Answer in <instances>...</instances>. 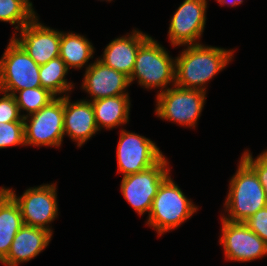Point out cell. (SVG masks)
Instances as JSON below:
<instances>
[{
  "label": "cell",
  "mask_w": 267,
  "mask_h": 266,
  "mask_svg": "<svg viewBox=\"0 0 267 266\" xmlns=\"http://www.w3.org/2000/svg\"><path fill=\"white\" fill-rule=\"evenodd\" d=\"M20 31L21 39L15 36L13 39L38 65L59 57L61 32L38 23L37 17Z\"/></svg>",
  "instance_id": "cell-13"
},
{
  "label": "cell",
  "mask_w": 267,
  "mask_h": 266,
  "mask_svg": "<svg viewBox=\"0 0 267 266\" xmlns=\"http://www.w3.org/2000/svg\"><path fill=\"white\" fill-rule=\"evenodd\" d=\"M129 84L128 76L106 66L98 59L86 68L82 87L93 96V101H95L107 97L128 95L127 92L124 93V90Z\"/></svg>",
  "instance_id": "cell-14"
},
{
  "label": "cell",
  "mask_w": 267,
  "mask_h": 266,
  "mask_svg": "<svg viewBox=\"0 0 267 266\" xmlns=\"http://www.w3.org/2000/svg\"><path fill=\"white\" fill-rule=\"evenodd\" d=\"M138 78L139 85L165 88L168 83L175 82V61L149 37L138 49L134 69L129 82ZM174 80V81H173Z\"/></svg>",
  "instance_id": "cell-4"
},
{
  "label": "cell",
  "mask_w": 267,
  "mask_h": 266,
  "mask_svg": "<svg viewBox=\"0 0 267 266\" xmlns=\"http://www.w3.org/2000/svg\"><path fill=\"white\" fill-rule=\"evenodd\" d=\"M52 234L42 228L23 225L14 237L7 256L1 263L7 266H17L21 262L36 257L51 240Z\"/></svg>",
  "instance_id": "cell-16"
},
{
  "label": "cell",
  "mask_w": 267,
  "mask_h": 266,
  "mask_svg": "<svg viewBox=\"0 0 267 266\" xmlns=\"http://www.w3.org/2000/svg\"><path fill=\"white\" fill-rule=\"evenodd\" d=\"M206 0H185L172 16L169 38L172 45H197L206 21Z\"/></svg>",
  "instance_id": "cell-12"
},
{
  "label": "cell",
  "mask_w": 267,
  "mask_h": 266,
  "mask_svg": "<svg viewBox=\"0 0 267 266\" xmlns=\"http://www.w3.org/2000/svg\"><path fill=\"white\" fill-rule=\"evenodd\" d=\"M35 17L29 0H0V21L9 22L12 25L17 23L22 28Z\"/></svg>",
  "instance_id": "cell-22"
},
{
  "label": "cell",
  "mask_w": 267,
  "mask_h": 266,
  "mask_svg": "<svg viewBox=\"0 0 267 266\" xmlns=\"http://www.w3.org/2000/svg\"><path fill=\"white\" fill-rule=\"evenodd\" d=\"M196 210L197 207L186 198L181 189L168 176L153 199L147 224L152 226L158 235H162L180 226Z\"/></svg>",
  "instance_id": "cell-3"
},
{
  "label": "cell",
  "mask_w": 267,
  "mask_h": 266,
  "mask_svg": "<svg viewBox=\"0 0 267 266\" xmlns=\"http://www.w3.org/2000/svg\"><path fill=\"white\" fill-rule=\"evenodd\" d=\"M21 144L25 145L24 122H0V149Z\"/></svg>",
  "instance_id": "cell-24"
},
{
  "label": "cell",
  "mask_w": 267,
  "mask_h": 266,
  "mask_svg": "<svg viewBox=\"0 0 267 266\" xmlns=\"http://www.w3.org/2000/svg\"><path fill=\"white\" fill-rule=\"evenodd\" d=\"M69 96H64V134L78 141L80 147L98 130L91 101L71 103Z\"/></svg>",
  "instance_id": "cell-15"
},
{
  "label": "cell",
  "mask_w": 267,
  "mask_h": 266,
  "mask_svg": "<svg viewBox=\"0 0 267 266\" xmlns=\"http://www.w3.org/2000/svg\"><path fill=\"white\" fill-rule=\"evenodd\" d=\"M67 72L68 68L60 57L40 65L39 78L41 86L55 96L66 91H71L73 84L68 83L65 79Z\"/></svg>",
  "instance_id": "cell-21"
},
{
  "label": "cell",
  "mask_w": 267,
  "mask_h": 266,
  "mask_svg": "<svg viewBox=\"0 0 267 266\" xmlns=\"http://www.w3.org/2000/svg\"><path fill=\"white\" fill-rule=\"evenodd\" d=\"M222 237L227 259L247 262L267 254V243L244 222H230L222 218Z\"/></svg>",
  "instance_id": "cell-11"
},
{
  "label": "cell",
  "mask_w": 267,
  "mask_h": 266,
  "mask_svg": "<svg viewBox=\"0 0 267 266\" xmlns=\"http://www.w3.org/2000/svg\"><path fill=\"white\" fill-rule=\"evenodd\" d=\"M128 95H118L91 100L98 130L101 127L113 128L128 122L130 102Z\"/></svg>",
  "instance_id": "cell-19"
},
{
  "label": "cell",
  "mask_w": 267,
  "mask_h": 266,
  "mask_svg": "<svg viewBox=\"0 0 267 266\" xmlns=\"http://www.w3.org/2000/svg\"><path fill=\"white\" fill-rule=\"evenodd\" d=\"M5 190L18 203L25 225L42 228L52 234V230L45 225L53 221L58 215L56 185L46 184L27 189L18 198L11 189Z\"/></svg>",
  "instance_id": "cell-10"
},
{
  "label": "cell",
  "mask_w": 267,
  "mask_h": 266,
  "mask_svg": "<svg viewBox=\"0 0 267 266\" xmlns=\"http://www.w3.org/2000/svg\"><path fill=\"white\" fill-rule=\"evenodd\" d=\"M236 174L230 181L225 202L230 222H245L261 208L267 206L265 192L256 173L241 159Z\"/></svg>",
  "instance_id": "cell-2"
},
{
  "label": "cell",
  "mask_w": 267,
  "mask_h": 266,
  "mask_svg": "<svg viewBox=\"0 0 267 266\" xmlns=\"http://www.w3.org/2000/svg\"><path fill=\"white\" fill-rule=\"evenodd\" d=\"M220 4H226V2H231V6H235L237 4H241L243 2V0H217Z\"/></svg>",
  "instance_id": "cell-28"
},
{
  "label": "cell",
  "mask_w": 267,
  "mask_h": 266,
  "mask_svg": "<svg viewBox=\"0 0 267 266\" xmlns=\"http://www.w3.org/2000/svg\"><path fill=\"white\" fill-rule=\"evenodd\" d=\"M39 70L40 65L12 37L0 59V92L14 95L19 90L42 87Z\"/></svg>",
  "instance_id": "cell-5"
},
{
  "label": "cell",
  "mask_w": 267,
  "mask_h": 266,
  "mask_svg": "<svg viewBox=\"0 0 267 266\" xmlns=\"http://www.w3.org/2000/svg\"><path fill=\"white\" fill-rule=\"evenodd\" d=\"M24 225L21 210L14 198L0 189V262L7 256L19 229Z\"/></svg>",
  "instance_id": "cell-18"
},
{
  "label": "cell",
  "mask_w": 267,
  "mask_h": 266,
  "mask_svg": "<svg viewBox=\"0 0 267 266\" xmlns=\"http://www.w3.org/2000/svg\"><path fill=\"white\" fill-rule=\"evenodd\" d=\"M25 145H61L64 136V96L55 98L34 114L22 115ZM28 122L30 124H28Z\"/></svg>",
  "instance_id": "cell-6"
},
{
  "label": "cell",
  "mask_w": 267,
  "mask_h": 266,
  "mask_svg": "<svg viewBox=\"0 0 267 266\" xmlns=\"http://www.w3.org/2000/svg\"><path fill=\"white\" fill-rule=\"evenodd\" d=\"M244 223L267 243V206L258 210Z\"/></svg>",
  "instance_id": "cell-27"
},
{
  "label": "cell",
  "mask_w": 267,
  "mask_h": 266,
  "mask_svg": "<svg viewBox=\"0 0 267 266\" xmlns=\"http://www.w3.org/2000/svg\"><path fill=\"white\" fill-rule=\"evenodd\" d=\"M93 46L84 37L78 34L61 32L59 57L64 61L67 68H81L93 57Z\"/></svg>",
  "instance_id": "cell-20"
},
{
  "label": "cell",
  "mask_w": 267,
  "mask_h": 266,
  "mask_svg": "<svg viewBox=\"0 0 267 266\" xmlns=\"http://www.w3.org/2000/svg\"><path fill=\"white\" fill-rule=\"evenodd\" d=\"M167 160L163 157L156 165L142 172L123 177L121 192L139 215L151 210L152 202L162 182L169 176Z\"/></svg>",
  "instance_id": "cell-8"
},
{
  "label": "cell",
  "mask_w": 267,
  "mask_h": 266,
  "mask_svg": "<svg viewBox=\"0 0 267 266\" xmlns=\"http://www.w3.org/2000/svg\"><path fill=\"white\" fill-rule=\"evenodd\" d=\"M148 38V35L133 30L132 35L111 41L105 48L103 58L100 61L130 77L134 69L138 49Z\"/></svg>",
  "instance_id": "cell-17"
},
{
  "label": "cell",
  "mask_w": 267,
  "mask_h": 266,
  "mask_svg": "<svg viewBox=\"0 0 267 266\" xmlns=\"http://www.w3.org/2000/svg\"><path fill=\"white\" fill-rule=\"evenodd\" d=\"M0 122H24L14 96L5 92L0 98Z\"/></svg>",
  "instance_id": "cell-26"
},
{
  "label": "cell",
  "mask_w": 267,
  "mask_h": 266,
  "mask_svg": "<svg viewBox=\"0 0 267 266\" xmlns=\"http://www.w3.org/2000/svg\"><path fill=\"white\" fill-rule=\"evenodd\" d=\"M233 51L223 48L189 45L175 59L174 85L183 89L201 90L204 84L221 71L232 59Z\"/></svg>",
  "instance_id": "cell-1"
},
{
  "label": "cell",
  "mask_w": 267,
  "mask_h": 266,
  "mask_svg": "<svg viewBox=\"0 0 267 266\" xmlns=\"http://www.w3.org/2000/svg\"><path fill=\"white\" fill-rule=\"evenodd\" d=\"M17 92L19 93V96L16 94L13 96L19 110H26L29 112L28 115L36 113L56 98L54 94L43 87L26 88L16 91V93Z\"/></svg>",
  "instance_id": "cell-23"
},
{
  "label": "cell",
  "mask_w": 267,
  "mask_h": 266,
  "mask_svg": "<svg viewBox=\"0 0 267 266\" xmlns=\"http://www.w3.org/2000/svg\"><path fill=\"white\" fill-rule=\"evenodd\" d=\"M162 152L150 139L121 131L117 147L118 171L123 177L142 172L156 165L162 158Z\"/></svg>",
  "instance_id": "cell-9"
},
{
  "label": "cell",
  "mask_w": 267,
  "mask_h": 266,
  "mask_svg": "<svg viewBox=\"0 0 267 266\" xmlns=\"http://www.w3.org/2000/svg\"><path fill=\"white\" fill-rule=\"evenodd\" d=\"M241 159L256 173L267 200V151L260 154L255 160L250 153L244 152Z\"/></svg>",
  "instance_id": "cell-25"
},
{
  "label": "cell",
  "mask_w": 267,
  "mask_h": 266,
  "mask_svg": "<svg viewBox=\"0 0 267 266\" xmlns=\"http://www.w3.org/2000/svg\"><path fill=\"white\" fill-rule=\"evenodd\" d=\"M174 87L157 94L156 113L161 119L194 127L204 106L205 92Z\"/></svg>",
  "instance_id": "cell-7"
}]
</instances>
